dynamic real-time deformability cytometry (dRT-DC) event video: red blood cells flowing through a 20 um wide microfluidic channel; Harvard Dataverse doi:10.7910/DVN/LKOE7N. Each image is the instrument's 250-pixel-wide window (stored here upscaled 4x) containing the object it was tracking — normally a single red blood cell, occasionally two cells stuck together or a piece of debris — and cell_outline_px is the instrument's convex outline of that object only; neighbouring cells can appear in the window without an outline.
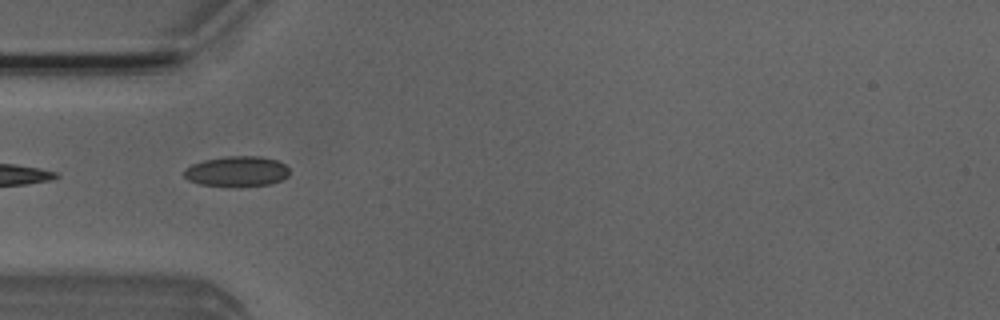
{"species": "Egyptian fruit bat (a non-hibernating species)", "species_latin": "Rousettus aegyptiacus", "temperature_condition": "room temperature", "stored_images_in_passage": 8, "camera_frame_rate_fps": 3000, "um_per_image_px": 0.085, "animal": {"sex": "male"}, "frame": {"image": 1, "passage_image": 5, "time_ms": 1.333, "image_size_px": [1000, 320], "cell_outline_px": [[288, 176], [272, 184], [200, 184], [188, 180], [184, 176], [184, 172], [192, 164], [204, 160], [224, 156], [260, 156], [276, 160], [284, 164], [288, 168]], "centroid_in_image_um": [20.15, 14.52], "position_along_channel_um": 64.9, "area_um2": 17.86}}
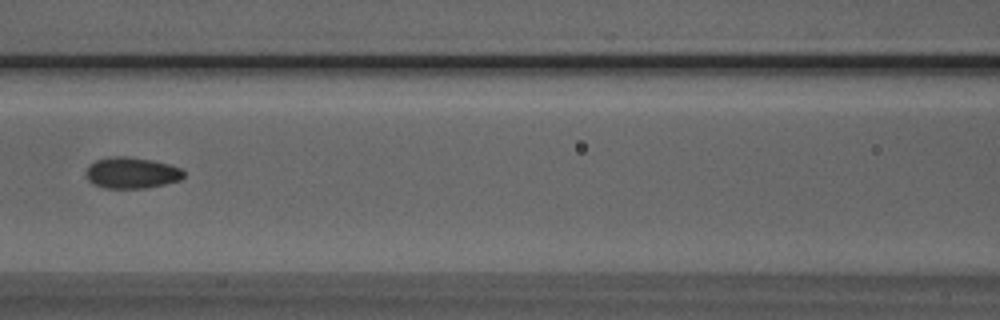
{"frame": {"image": 2, "passage_image": 7, "time_ms": 2.0, "image_size_px": [1000, 320], "cell_outline_px": [[184, 176], [180, 180], [164, 184], [144, 188], [104, 188], [92, 184], [88, 180], [84, 172], [88, 164], [96, 160], [112, 156], [128, 156], [152, 160], [168, 164], [180, 168], [184, 172]], "centroid_in_image_um": [11.13, 14.69], "position_along_channel_um": 155.5, "area_um2": 17.92}}
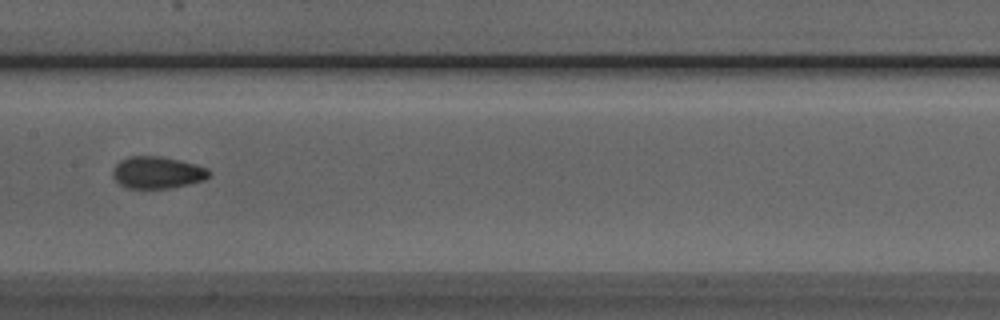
{"frame": {"image": 3, "passage_image": 8, "time_ms": 2.333, "image_size_px": [1000, 320], "cell_outline_px": [[208, 176], [204, 180], [172, 188], [128, 188], [120, 184], [112, 176], [112, 168], [120, 160], [128, 156], [160, 156], [180, 160], [196, 164], [208, 168]], "centroid_in_image_um": [13.34, 14.65], "position_along_channel_um": 194.1, "area_um2": 17.98}}